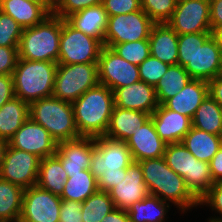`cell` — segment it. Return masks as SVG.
Segmentation results:
<instances>
[{"instance_id":"obj_1","label":"cell","mask_w":222,"mask_h":222,"mask_svg":"<svg viewBox=\"0 0 222 222\" xmlns=\"http://www.w3.org/2000/svg\"><path fill=\"white\" fill-rule=\"evenodd\" d=\"M178 64L192 79L209 82L222 74V48L212 32L180 34Z\"/></svg>"},{"instance_id":"obj_2","label":"cell","mask_w":222,"mask_h":222,"mask_svg":"<svg viewBox=\"0 0 222 222\" xmlns=\"http://www.w3.org/2000/svg\"><path fill=\"white\" fill-rule=\"evenodd\" d=\"M141 166L144 182L150 195L162 201H170L186 212L188 208L199 205V199L187 187L183 177L176 174L167 165L164 156L138 162Z\"/></svg>"},{"instance_id":"obj_3","label":"cell","mask_w":222,"mask_h":222,"mask_svg":"<svg viewBox=\"0 0 222 222\" xmlns=\"http://www.w3.org/2000/svg\"><path fill=\"white\" fill-rule=\"evenodd\" d=\"M133 162L125 141L106 136L95 137L89 170L97 179L100 191L109 192L123 181L127 167Z\"/></svg>"},{"instance_id":"obj_4","label":"cell","mask_w":222,"mask_h":222,"mask_svg":"<svg viewBox=\"0 0 222 222\" xmlns=\"http://www.w3.org/2000/svg\"><path fill=\"white\" fill-rule=\"evenodd\" d=\"M74 120L81 137L105 136L114 108L113 91L98 84L72 103Z\"/></svg>"},{"instance_id":"obj_5","label":"cell","mask_w":222,"mask_h":222,"mask_svg":"<svg viewBox=\"0 0 222 222\" xmlns=\"http://www.w3.org/2000/svg\"><path fill=\"white\" fill-rule=\"evenodd\" d=\"M62 18L51 13L41 23L24 28L20 39L19 59L58 62Z\"/></svg>"},{"instance_id":"obj_6","label":"cell","mask_w":222,"mask_h":222,"mask_svg":"<svg viewBox=\"0 0 222 222\" xmlns=\"http://www.w3.org/2000/svg\"><path fill=\"white\" fill-rule=\"evenodd\" d=\"M58 63L18 59L13 72L15 97L31 104L53 94Z\"/></svg>"},{"instance_id":"obj_7","label":"cell","mask_w":222,"mask_h":222,"mask_svg":"<svg viewBox=\"0 0 222 222\" xmlns=\"http://www.w3.org/2000/svg\"><path fill=\"white\" fill-rule=\"evenodd\" d=\"M29 117L42 125L57 143L81 137L75 125L72 103L54 96L29 104Z\"/></svg>"},{"instance_id":"obj_8","label":"cell","mask_w":222,"mask_h":222,"mask_svg":"<svg viewBox=\"0 0 222 222\" xmlns=\"http://www.w3.org/2000/svg\"><path fill=\"white\" fill-rule=\"evenodd\" d=\"M164 158L170 169L184 178L187 187L199 200L213 186L209 163L197 160L182 142L167 144Z\"/></svg>"},{"instance_id":"obj_9","label":"cell","mask_w":222,"mask_h":222,"mask_svg":"<svg viewBox=\"0 0 222 222\" xmlns=\"http://www.w3.org/2000/svg\"><path fill=\"white\" fill-rule=\"evenodd\" d=\"M98 84L97 63L58 64L52 96L73 103Z\"/></svg>"},{"instance_id":"obj_10","label":"cell","mask_w":222,"mask_h":222,"mask_svg":"<svg viewBox=\"0 0 222 222\" xmlns=\"http://www.w3.org/2000/svg\"><path fill=\"white\" fill-rule=\"evenodd\" d=\"M103 44L62 19L58 64L98 63Z\"/></svg>"},{"instance_id":"obj_11","label":"cell","mask_w":222,"mask_h":222,"mask_svg":"<svg viewBox=\"0 0 222 222\" xmlns=\"http://www.w3.org/2000/svg\"><path fill=\"white\" fill-rule=\"evenodd\" d=\"M154 22L142 10L133 13L108 16L104 46L148 39Z\"/></svg>"},{"instance_id":"obj_12","label":"cell","mask_w":222,"mask_h":222,"mask_svg":"<svg viewBox=\"0 0 222 222\" xmlns=\"http://www.w3.org/2000/svg\"><path fill=\"white\" fill-rule=\"evenodd\" d=\"M41 158L7 145L1 165L0 179L23 189L36 185Z\"/></svg>"},{"instance_id":"obj_13","label":"cell","mask_w":222,"mask_h":222,"mask_svg":"<svg viewBox=\"0 0 222 222\" xmlns=\"http://www.w3.org/2000/svg\"><path fill=\"white\" fill-rule=\"evenodd\" d=\"M60 196L37 185L24 189L19 222H59Z\"/></svg>"},{"instance_id":"obj_14","label":"cell","mask_w":222,"mask_h":222,"mask_svg":"<svg viewBox=\"0 0 222 222\" xmlns=\"http://www.w3.org/2000/svg\"><path fill=\"white\" fill-rule=\"evenodd\" d=\"M97 64L99 84L112 91L140 81L138 66L124 60L109 47H102Z\"/></svg>"},{"instance_id":"obj_15","label":"cell","mask_w":222,"mask_h":222,"mask_svg":"<svg viewBox=\"0 0 222 222\" xmlns=\"http://www.w3.org/2000/svg\"><path fill=\"white\" fill-rule=\"evenodd\" d=\"M208 0H178L167 23L178 34L212 32Z\"/></svg>"},{"instance_id":"obj_16","label":"cell","mask_w":222,"mask_h":222,"mask_svg":"<svg viewBox=\"0 0 222 222\" xmlns=\"http://www.w3.org/2000/svg\"><path fill=\"white\" fill-rule=\"evenodd\" d=\"M8 144L16 149L35 154L41 159L55 155L57 142L49 132L30 117L15 132Z\"/></svg>"},{"instance_id":"obj_17","label":"cell","mask_w":222,"mask_h":222,"mask_svg":"<svg viewBox=\"0 0 222 222\" xmlns=\"http://www.w3.org/2000/svg\"><path fill=\"white\" fill-rule=\"evenodd\" d=\"M115 208L128 210L135 202L149 195L144 182L143 172L138 162L131 163L126 169V177L109 191Z\"/></svg>"},{"instance_id":"obj_18","label":"cell","mask_w":222,"mask_h":222,"mask_svg":"<svg viewBox=\"0 0 222 222\" xmlns=\"http://www.w3.org/2000/svg\"><path fill=\"white\" fill-rule=\"evenodd\" d=\"M94 146V137H79L57 143L55 155L67 174L81 173L90 168Z\"/></svg>"},{"instance_id":"obj_19","label":"cell","mask_w":222,"mask_h":222,"mask_svg":"<svg viewBox=\"0 0 222 222\" xmlns=\"http://www.w3.org/2000/svg\"><path fill=\"white\" fill-rule=\"evenodd\" d=\"M114 105L119 108L152 114L159 106L154 86L143 81L116 88Z\"/></svg>"},{"instance_id":"obj_20","label":"cell","mask_w":222,"mask_h":222,"mask_svg":"<svg viewBox=\"0 0 222 222\" xmlns=\"http://www.w3.org/2000/svg\"><path fill=\"white\" fill-rule=\"evenodd\" d=\"M125 142L134 162L164 156L167 145L157 134L151 118L143 126L136 128Z\"/></svg>"},{"instance_id":"obj_21","label":"cell","mask_w":222,"mask_h":222,"mask_svg":"<svg viewBox=\"0 0 222 222\" xmlns=\"http://www.w3.org/2000/svg\"><path fill=\"white\" fill-rule=\"evenodd\" d=\"M151 119L157 134L167 144L182 142L192 127L189 117L167 109L163 104L155 109Z\"/></svg>"},{"instance_id":"obj_22","label":"cell","mask_w":222,"mask_h":222,"mask_svg":"<svg viewBox=\"0 0 222 222\" xmlns=\"http://www.w3.org/2000/svg\"><path fill=\"white\" fill-rule=\"evenodd\" d=\"M2 12L11 16L23 28L41 23L52 13L46 1L1 0Z\"/></svg>"},{"instance_id":"obj_23","label":"cell","mask_w":222,"mask_h":222,"mask_svg":"<svg viewBox=\"0 0 222 222\" xmlns=\"http://www.w3.org/2000/svg\"><path fill=\"white\" fill-rule=\"evenodd\" d=\"M148 40L151 56L169 65L178 64V34L167 22H154Z\"/></svg>"},{"instance_id":"obj_24","label":"cell","mask_w":222,"mask_h":222,"mask_svg":"<svg viewBox=\"0 0 222 222\" xmlns=\"http://www.w3.org/2000/svg\"><path fill=\"white\" fill-rule=\"evenodd\" d=\"M208 95V82L191 79L179 93L167 99L163 105L167 109L185 115L192 120L197 108Z\"/></svg>"},{"instance_id":"obj_25","label":"cell","mask_w":222,"mask_h":222,"mask_svg":"<svg viewBox=\"0 0 222 222\" xmlns=\"http://www.w3.org/2000/svg\"><path fill=\"white\" fill-rule=\"evenodd\" d=\"M66 20L87 36L98 39L104 46L108 15L103 4L85 8L70 15Z\"/></svg>"},{"instance_id":"obj_26","label":"cell","mask_w":222,"mask_h":222,"mask_svg":"<svg viewBox=\"0 0 222 222\" xmlns=\"http://www.w3.org/2000/svg\"><path fill=\"white\" fill-rule=\"evenodd\" d=\"M150 118L151 114L114 106L105 136L114 140L126 141L134 134L136 128L143 126Z\"/></svg>"},{"instance_id":"obj_27","label":"cell","mask_w":222,"mask_h":222,"mask_svg":"<svg viewBox=\"0 0 222 222\" xmlns=\"http://www.w3.org/2000/svg\"><path fill=\"white\" fill-rule=\"evenodd\" d=\"M182 143L197 160L209 163L221 147V136L191 127Z\"/></svg>"},{"instance_id":"obj_28","label":"cell","mask_w":222,"mask_h":222,"mask_svg":"<svg viewBox=\"0 0 222 222\" xmlns=\"http://www.w3.org/2000/svg\"><path fill=\"white\" fill-rule=\"evenodd\" d=\"M29 118V104L13 97L0 108V138L9 141Z\"/></svg>"},{"instance_id":"obj_29","label":"cell","mask_w":222,"mask_h":222,"mask_svg":"<svg viewBox=\"0 0 222 222\" xmlns=\"http://www.w3.org/2000/svg\"><path fill=\"white\" fill-rule=\"evenodd\" d=\"M67 178L68 174L63 169L62 163L56 155L41 159L36 183L37 186L54 195L61 196Z\"/></svg>"},{"instance_id":"obj_30","label":"cell","mask_w":222,"mask_h":222,"mask_svg":"<svg viewBox=\"0 0 222 222\" xmlns=\"http://www.w3.org/2000/svg\"><path fill=\"white\" fill-rule=\"evenodd\" d=\"M169 207L166 201L149 194L129 207L127 213L130 222H165Z\"/></svg>"},{"instance_id":"obj_31","label":"cell","mask_w":222,"mask_h":222,"mask_svg":"<svg viewBox=\"0 0 222 222\" xmlns=\"http://www.w3.org/2000/svg\"><path fill=\"white\" fill-rule=\"evenodd\" d=\"M98 190L97 179L93 176L89 169H86L81 171V173L68 174V178L60 198L62 200H71L83 203Z\"/></svg>"},{"instance_id":"obj_32","label":"cell","mask_w":222,"mask_h":222,"mask_svg":"<svg viewBox=\"0 0 222 222\" xmlns=\"http://www.w3.org/2000/svg\"><path fill=\"white\" fill-rule=\"evenodd\" d=\"M191 121L194 128L222 135V107L210 95L197 108Z\"/></svg>"},{"instance_id":"obj_33","label":"cell","mask_w":222,"mask_h":222,"mask_svg":"<svg viewBox=\"0 0 222 222\" xmlns=\"http://www.w3.org/2000/svg\"><path fill=\"white\" fill-rule=\"evenodd\" d=\"M24 189L9 181L0 179V221L18 222Z\"/></svg>"},{"instance_id":"obj_34","label":"cell","mask_w":222,"mask_h":222,"mask_svg":"<svg viewBox=\"0 0 222 222\" xmlns=\"http://www.w3.org/2000/svg\"><path fill=\"white\" fill-rule=\"evenodd\" d=\"M191 79L184 67L179 64L170 65L154 87L159 105L179 93Z\"/></svg>"},{"instance_id":"obj_35","label":"cell","mask_w":222,"mask_h":222,"mask_svg":"<svg viewBox=\"0 0 222 222\" xmlns=\"http://www.w3.org/2000/svg\"><path fill=\"white\" fill-rule=\"evenodd\" d=\"M114 209L109 192L98 190L82 203L83 222H102Z\"/></svg>"},{"instance_id":"obj_36","label":"cell","mask_w":222,"mask_h":222,"mask_svg":"<svg viewBox=\"0 0 222 222\" xmlns=\"http://www.w3.org/2000/svg\"><path fill=\"white\" fill-rule=\"evenodd\" d=\"M111 49L124 60L137 66L150 56L148 39L115 44Z\"/></svg>"},{"instance_id":"obj_37","label":"cell","mask_w":222,"mask_h":222,"mask_svg":"<svg viewBox=\"0 0 222 222\" xmlns=\"http://www.w3.org/2000/svg\"><path fill=\"white\" fill-rule=\"evenodd\" d=\"M178 0H140L141 9L153 22H167Z\"/></svg>"},{"instance_id":"obj_38","label":"cell","mask_w":222,"mask_h":222,"mask_svg":"<svg viewBox=\"0 0 222 222\" xmlns=\"http://www.w3.org/2000/svg\"><path fill=\"white\" fill-rule=\"evenodd\" d=\"M23 29L11 16L0 10V46L19 47Z\"/></svg>"},{"instance_id":"obj_39","label":"cell","mask_w":222,"mask_h":222,"mask_svg":"<svg viewBox=\"0 0 222 222\" xmlns=\"http://www.w3.org/2000/svg\"><path fill=\"white\" fill-rule=\"evenodd\" d=\"M169 66L150 55L138 66L140 80L155 87Z\"/></svg>"},{"instance_id":"obj_40","label":"cell","mask_w":222,"mask_h":222,"mask_svg":"<svg viewBox=\"0 0 222 222\" xmlns=\"http://www.w3.org/2000/svg\"><path fill=\"white\" fill-rule=\"evenodd\" d=\"M103 0H57L52 5V13L62 19L85 8L102 4Z\"/></svg>"},{"instance_id":"obj_41","label":"cell","mask_w":222,"mask_h":222,"mask_svg":"<svg viewBox=\"0 0 222 222\" xmlns=\"http://www.w3.org/2000/svg\"><path fill=\"white\" fill-rule=\"evenodd\" d=\"M208 205L216 210L221 218H210L209 222H222V182L214 183L213 186L200 198L199 205Z\"/></svg>"},{"instance_id":"obj_42","label":"cell","mask_w":222,"mask_h":222,"mask_svg":"<svg viewBox=\"0 0 222 222\" xmlns=\"http://www.w3.org/2000/svg\"><path fill=\"white\" fill-rule=\"evenodd\" d=\"M108 16L133 13L141 9L140 0H103Z\"/></svg>"},{"instance_id":"obj_43","label":"cell","mask_w":222,"mask_h":222,"mask_svg":"<svg viewBox=\"0 0 222 222\" xmlns=\"http://www.w3.org/2000/svg\"><path fill=\"white\" fill-rule=\"evenodd\" d=\"M18 59V47L0 46V75H13Z\"/></svg>"},{"instance_id":"obj_44","label":"cell","mask_w":222,"mask_h":222,"mask_svg":"<svg viewBox=\"0 0 222 222\" xmlns=\"http://www.w3.org/2000/svg\"><path fill=\"white\" fill-rule=\"evenodd\" d=\"M82 217L81 202L62 200L59 222H83Z\"/></svg>"},{"instance_id":"obj_45","label":"cell","mask_w":222,"mask_h":222,"mask_svg":"<svg viewBox=\"0 0 222 222\" xmlns=\"http://www.w3.org/2000/svg\"><path fill=\"white\" fill-rule=\"evenodd\" d=\"M15 97L13 75H0V108Z\"/></svg>"},{"instance_id":"obj_46","label":"cell","mask_w":222,"mask_h":222,"mask_svg":"<svg viewBox=\"0 0 222 222\" xmlns=\"http://www.w3.org/2000/svg\"><path fill=\"white\" fill-rule=\"evenodd\" d=\"M210 25L213 32L217 27L222 26V0L210 2Z\"/></svg>"},{"instance_id":"obj_47","label":"cell","mask_w":222,"mask_h":222,"mask_svg":"<svg viewBox=\"0 0 222 222\" xmlns=\"http://www.w3.org/2000/svg\"><path fill=\"white\" fill-rule=\"evenodd\" d=\"M213 182H222V146L209 162Z\"/></svg>"},{"instance_id":"obj_48","label":"cell","mask_w":222,"mask_h":222,"mask_svg":"<svg viewBox=\"0 0 222 222\" xmlns=\"http://www.w3.org/2000/svg\"><path fill=\"white\" fill-rule=\"evenodd\" d=\"M209 95L222 107V74L208 82Z\"/></svg>"},{"instance_id":"obj_49","label":"cell","mask_w":222,"mask_h":222,"mask_svg":"<svg viewBox=\"0 0 222 222\" xmlns=\"http://www.w3.org/2000/svg\"><path fill=\"white\" fill-rule=\"evenodd\" d=\"M102 222H130L127 210L115 208L107 214Z\"/></svg>"},{"instance_id":"obj_50","label":"cell","mask_w":222,"mask_h":222,"mask_svg":"<svg viewBox=\"0 0 222 222\" xmlns=\"http://www.w3.org/2000/svg\"><path fill=\"white\" fill-rule=\"evenodd\" d=\"M7 145H8V141L0 138V170H1L2 162L4 160V154H5Z\"/></svg>"},{"instance_id":"obj_51","label":"cell","mask_w":222,"mask_h":222,"mask_svg":"<svg viewBox=\"0 0 222 222\" xmlns=\"http://www.w3.org/2000/svg\"><path fill=\"white\" fill-rule=\"evenodd\" d=\"M212 36L216 39L217 43L222 48V26L217 27L213 32Z\"/></svg>"},{"instance_id":"obj_52","label":"cell","mask_w":222,"mask_h":222,"mask_svg":"<svg viewBox=\"0 0 222 222\" xmlns=\"http://www.w3.org/2000/svg\"><path fill=\"white\" fill-rule=\"evenodd\" d=\"M50 6H52L57 0H45Z\"/></svg>"},{"instance_id":"obj_53","label":"cell","mask_w":222,"mask_h":222,"mask_svg":"<svg viewBox=\"0 0 222 222\" xmlns=\"http://www.w3.org/2000/svg\"><path fill=\"white\" fill-rule=\"evenodd\" d=\"M26 1H45V0H26Z\"/></svg>"}]
</instances>
